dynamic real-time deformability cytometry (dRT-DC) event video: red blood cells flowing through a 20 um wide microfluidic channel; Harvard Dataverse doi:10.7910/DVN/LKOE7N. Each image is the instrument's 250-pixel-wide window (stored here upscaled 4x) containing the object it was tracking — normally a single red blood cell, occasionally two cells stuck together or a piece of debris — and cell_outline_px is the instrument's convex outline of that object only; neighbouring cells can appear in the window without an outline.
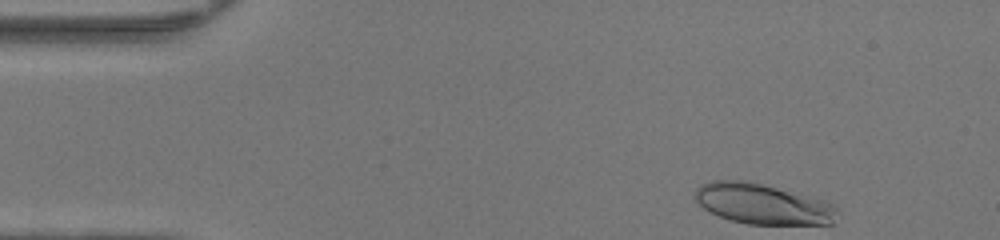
{"species": "human", "species_latin": "Homo sapiens", "temperature_condition": "warm", "stored_images_in_passage": 35, "camera_frame_rate_fps": 3000, "um_per_image_px": 0.085, "donor": {"sex": "female"}, "frame": {"image": 1, "passage_image": 1, "time_ms": 0.0, "image_size_px": [1000, 240], "cell_outline_px": [[836, 208], [832, 224], [748, 224], [732, 220], [720, 216], [704, 208], [696, 200], [696, 188], [700, 184], [712, 180], [744, 180], [824, 200], [836, 204]], "centroid_in_image_um": [64.81, 17.33], "position_along_channel_um": 20.2, "area_um2": 32.95}}
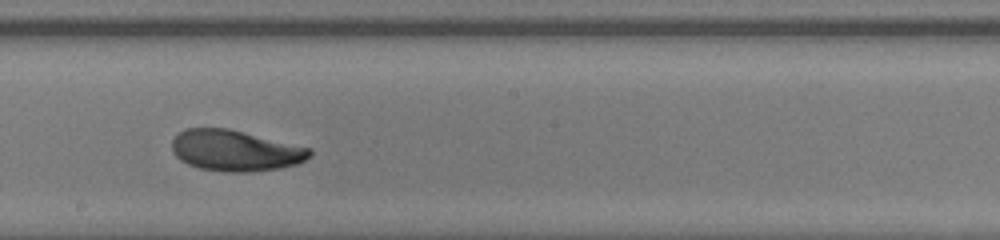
{"frame": {"image": 2, "passage_image": 22, "time_ms": 7.0, "image_size_px": [1000, 240], "cell_outline_px": [[312, 156], [296, 164], [280, 168], [248, 172], [224, 172], [200, 168], [188, 164], [180, 160], [172, 152], [172, 140], [184, 128], [228, 128], [312, 148]], "centroid_in_image_um": [20.0, 12.8], "position_along_channel_um": 228.2, "area_um2": 33.0}}
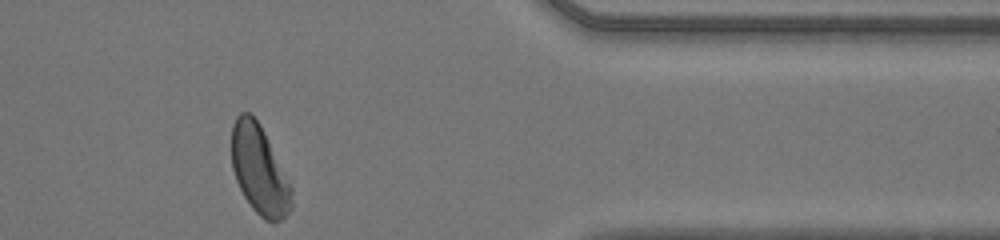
{"frame": {"image": 3, "passage_image": 35, "time_ms": 11.333, "image_size_px": [1000, 240], "cell_outline_px": [[292, 208], [280, 220], [272, 224], [264, 220], [252, 208], [244, 196], [236, 180], [232, 168], [232, 124], [236, 116], [240, 112], [248, 112], [260, 124], [292, 188]], "centroid_in_image_um": [22.03, 14.47], "position_along_channel_um": 389.4, "area_um2": 30.81}, "authors_computed_cell_mechanics": {"area_um2": 32.8882, "velocity_mm_per_s": 4.2558, "shape_relaxation_time_tau1_ms": 3.3594, "shape_relaxation_time_tau2_ms": 1.9363, "deformation_change_tau1": 0.1715, "deformation_change_tau2": 0.0799}}